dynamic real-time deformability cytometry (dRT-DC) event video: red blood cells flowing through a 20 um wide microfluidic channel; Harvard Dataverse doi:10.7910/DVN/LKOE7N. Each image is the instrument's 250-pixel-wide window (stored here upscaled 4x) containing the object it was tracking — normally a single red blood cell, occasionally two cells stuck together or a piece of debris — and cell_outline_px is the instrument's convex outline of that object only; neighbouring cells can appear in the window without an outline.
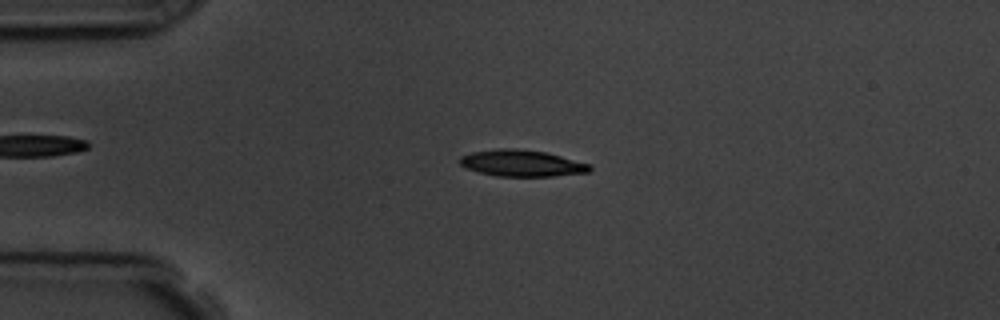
{"species": "common noctule bat (a hibernating species)", "species_latin": "Nyctalus noctula", "temperature_condition": "room temperature", "stored_images_in_passage": 56, "camera_frame_rate_fps": 3000, "um_per_image_px": 0.085, "animal": {"sex": "male", "body_mass_g": 19.5, "forearm_length_mm": 54.6}, "frame": {"image": 1, "passage_image": 13, "time_ms": 4.0, "image_size_px": [1000, 320], "cell_outline_px": [[592, 168], [588, 172], [552, 176], [496, 176], [464, 168], [460, 164], [460, 156], [472, 152], [500, 148], [516, 148], [544, 152], [592, 164]], "centroid_in_image_um": [44.34, 13.87], "position_along_channel_um": 40.7, "area_um2": 20.0}}
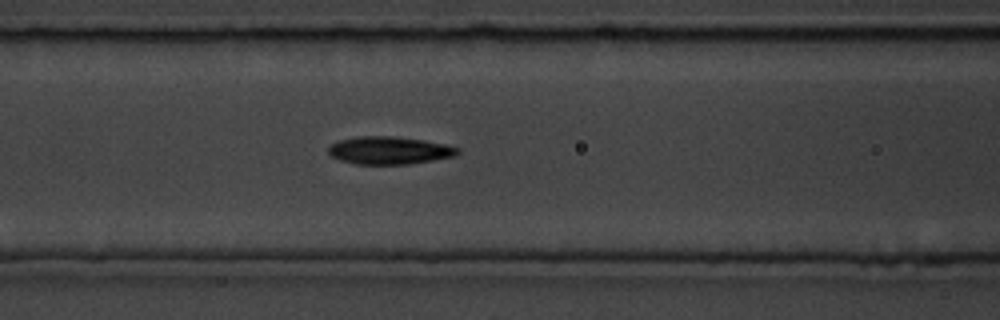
{"frame": {"image": 2, "passage_image": 23, "time_ms": 7.333, "image_size_px": [1000, 320], "cell_outline_px": [[460, 152], [456, 156], [408, 164], [356, 164], [340, 160], [332, 156], [328, 152], [328, 148], [336, 140], [356, 136], [392, 136], [424, 140], [448, 144], [460, 148]], "centroid_in_image_um": [33.11, 12.77], "position_along_channel_um": 133.5, "area_um2": 21.04}}
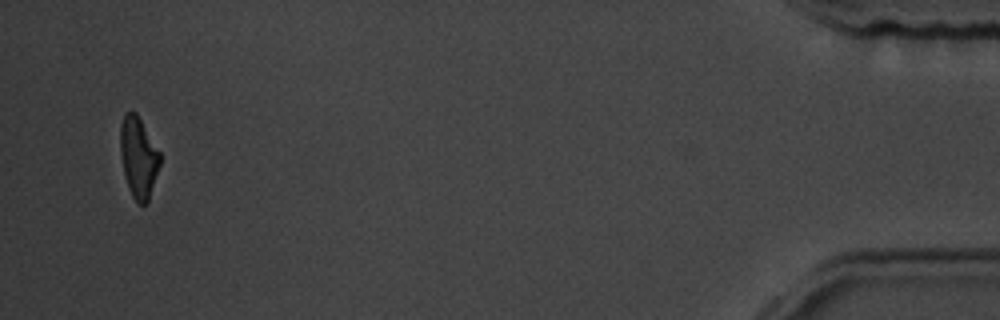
{"frame": {"image": 3, "passage_image": 54, "time_ms": 17.667, "image_size_px": [1000, 320], "cell_outline_px": [[160, 164], [148, 204], [136, 204], [128, 188], [124, 176], [120, 152], [120, 124], [124, 112], [136, 112], [160, 152]], "centroid_in_image_um": [11.76, 13.4], "position_along_channel_um": 423.4, "area_um2": 18.96}, "authors_computed_cell_mechanics": {"area_um2": 20.0566, "velocity_mm_per_s": 3.6184, "shape_relaxation_time_tau1_ms": 4.0419, "shape_relaxation_time_tau2_ms": 4.193, "deformation_change_tau1": 0.1583, "deformation_change_tau2": 0.1079}}